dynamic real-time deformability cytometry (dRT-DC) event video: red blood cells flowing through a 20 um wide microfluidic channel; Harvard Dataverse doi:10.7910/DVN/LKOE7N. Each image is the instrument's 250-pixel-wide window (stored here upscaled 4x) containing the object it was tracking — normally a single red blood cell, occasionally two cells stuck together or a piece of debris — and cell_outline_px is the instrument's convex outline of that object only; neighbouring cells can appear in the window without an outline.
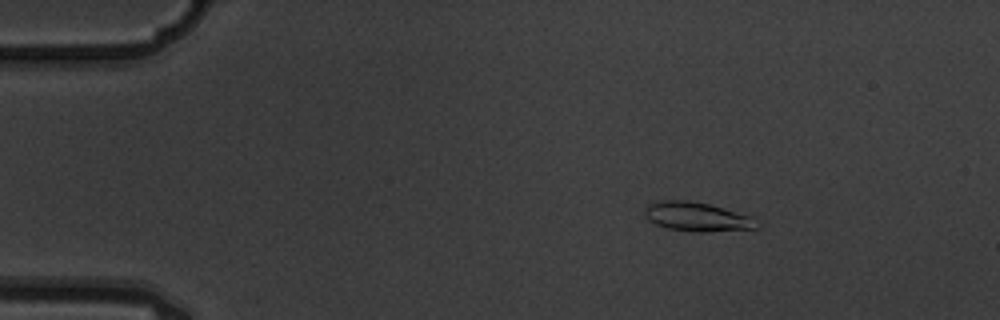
{"species": "common noctule bat (a hibernating species)", "species_latin": "Nyctalus noctula", "temperature_condition": "warm", "stored_images_in_passage": 6, "camera_frame_rate_fps": 3000, "um_per_image_px": 0.085, "animal": {"sex": "male", "body_mass_g": 19.5, "forearm_length_mm": 54.6}, "frame": {"image": 1, "passage_image": 3, "time_ms": 0.667, "image_size_px": [1000, 320], "cell_outline_px": [[764, 224], [756, 228], [704, 232], [692, 232], [668, 228], [656, 224], [648, 220], [644, 216], [644, 208], [648, 204], [660, 200], [688, 200], [708, 204], [752, 216]], "centroid_in_image_um": [59.26, 18.43], "position_along_channel_um": 25.7, "area_um2": 19.25}}